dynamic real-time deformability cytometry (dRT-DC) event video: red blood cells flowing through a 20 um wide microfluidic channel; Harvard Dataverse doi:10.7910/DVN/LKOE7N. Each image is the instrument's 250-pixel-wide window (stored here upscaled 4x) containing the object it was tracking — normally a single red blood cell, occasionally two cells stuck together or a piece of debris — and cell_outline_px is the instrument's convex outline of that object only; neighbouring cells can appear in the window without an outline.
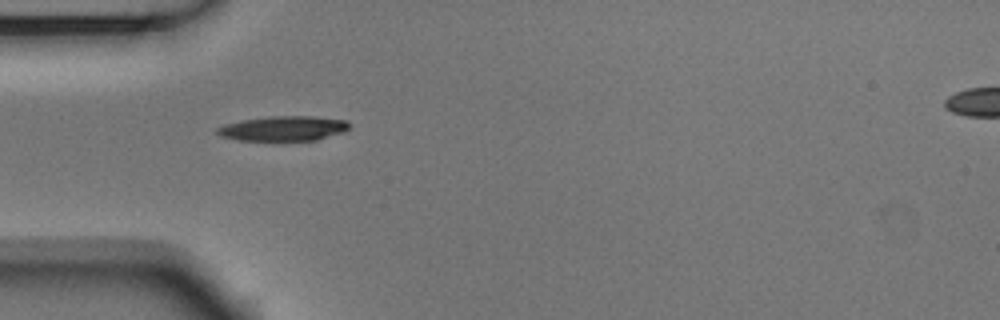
{"species": "Egyptian fruit bat (a non-hibernating species)", "species_latin": "Rousettus aegyptiacus", "temperature_condition": "room temperature", "stored_images_in_passage": 2, "camera_frame_rate_fps": 3000, "um_per_image_px": 0.085, "animal": {"sex": "male"}, "frame": {"image": 1, "passage_image": 1, "time_ms": 0.0, "image_size_px": [1000, 320], "cell_outline_px": [[352, 124], [344, 132], [316, 140], [240, 140], [220, 136], [216, 132], [216, 128], [224, 124], [244, 120], [268, 116], [312, 116], [348, 120]], "centroid_in_image_um": [24.12, 10.91], "position_along_channel_um": 60.9, "area_um2": 19.13}}
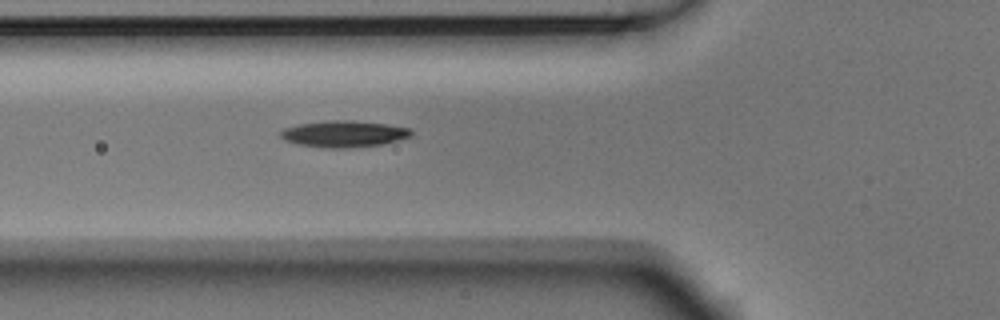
{"frame": {"image": 2, "passage_image": 2, "time_ms": 0.333, "image_size_px": [1000, 320], "cell_outline_px": [[412, 136], [400, 140], [380, 144], [356, 148], [320, 148], [296, 144], [284, 140], [280, 136], [280, 132], [284, 128], [300, 124], [328, 120], [352, 120], [388, 124], [408, 128], [412, 132]], "centroid_in_image_um": [29.22, 11.39], "position_along_channel_um": 96.6, "area_um2": 20.4}}